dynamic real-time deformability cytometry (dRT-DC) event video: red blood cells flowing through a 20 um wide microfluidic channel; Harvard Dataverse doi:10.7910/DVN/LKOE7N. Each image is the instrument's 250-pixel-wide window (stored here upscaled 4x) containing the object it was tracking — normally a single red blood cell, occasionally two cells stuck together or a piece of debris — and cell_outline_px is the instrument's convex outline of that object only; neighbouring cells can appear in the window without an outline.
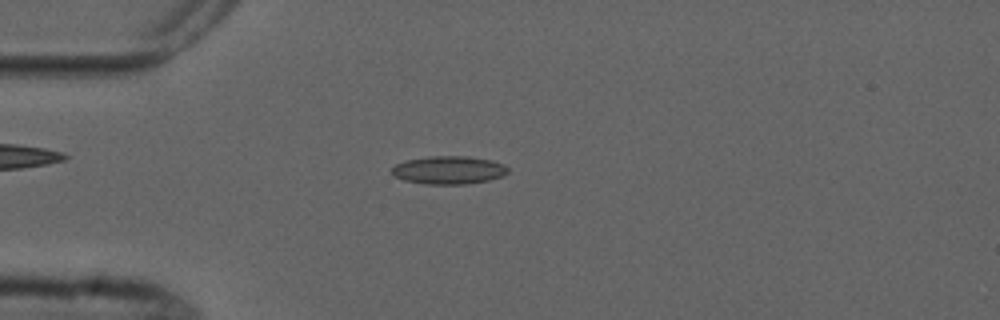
{"species": "common noctule bat (a hibernating species)", "species_latin": "Nyctalus noctula", "temperature_condition": "cold", "stored_images_in_passage": 8, "camera_frame_rate_fps": 3000, "um_per_image_px": 0.085, "animal": {"sex": "male", "forearm_length_mm": 52.5}, "frame": {"image": 1, "passage_image": 5, "time_ms": 4.667, "image_size_px": [1000, 320], "cell_outline_px": [[508, 172], [504, 176], [488, 180], [464, 184], [424, 184], [404, 180], [396, 176], [392, 172], [392, 168], [396, 164], [408, 160], [428, 156], [468, 156], [492, 160], [504, 164], [508, 168]], "centroid_in_image_um": [38.18, 14.45], "position_along_channel_um": 46.8, "area_um2": 18.96}}
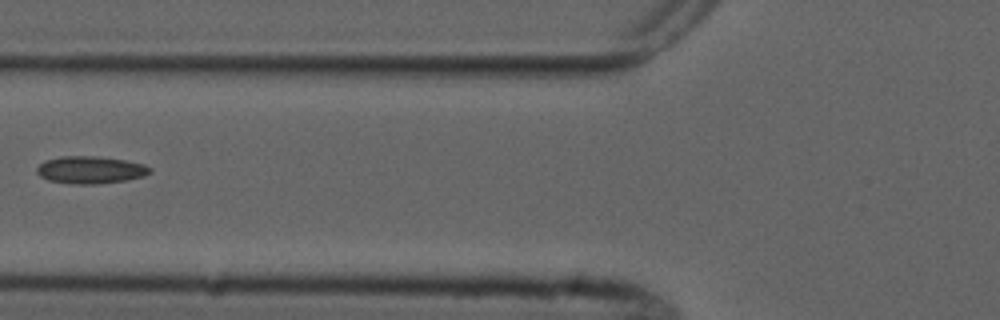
{"frame": {"image": 2, "passage_image": 7, "time_ms": 7.0, "image_size_px": [1000, 320], "cell_outline_px": [[152, 172], [144, 176], [128, 180], [96, 184], [72, 184], [48, 180], [40, 176], [36, 172], [36, 168], [44, 160], [60, 156], [92, 156], [124, 160], [144, 164], [152, 168]], "centroid_in_image_um": [7.68, 14.44], "position_along_channel_um": 118.1, "area_um2": 18.15}}
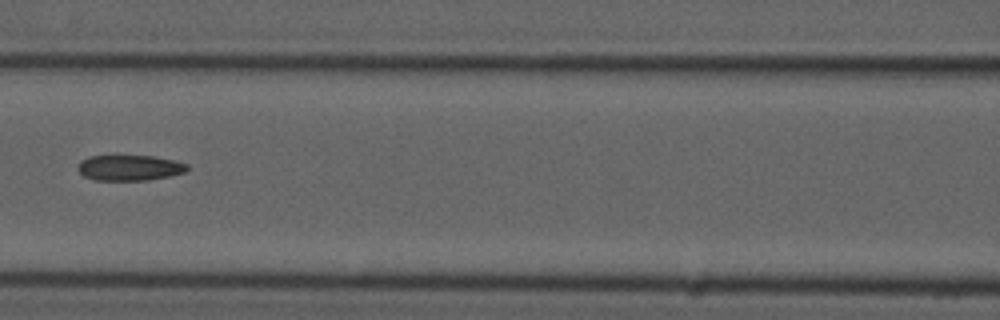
{"frame": {"image": 3, "passage_image": 8, "time_ms": 8.0, "image_size_px": [1000, 320], "cell_outline_px": [[188, 168], [184, 172], [168, 176], [148, 180], [96, 180], [84, 176], [76, 168], [80, 160], [88, 156], [152, 156], [172, 160], [188, 164]], "centroid_in_image_um": [10.97, 14.26], "position_along_channel_um": 155.6, "area_um2": 16.18}}